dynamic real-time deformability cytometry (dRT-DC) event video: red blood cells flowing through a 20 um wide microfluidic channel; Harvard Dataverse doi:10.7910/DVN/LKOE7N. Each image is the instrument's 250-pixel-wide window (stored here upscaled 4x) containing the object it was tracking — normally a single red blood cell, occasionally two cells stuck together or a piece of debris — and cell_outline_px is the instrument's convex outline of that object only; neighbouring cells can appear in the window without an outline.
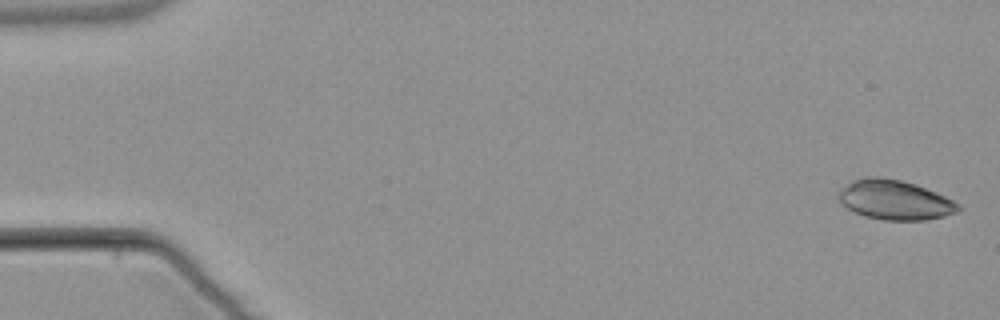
{"species": "common noctule bat (a hibernating species)", "species_latin": "Nyctalus noctula", "temperature_condition": "warm", "stored_images_in_passage": 4, "camera_frame_rate_fps": 3000, "um_per_image_px": 0.085, "animal": {"sex": "male", "body_mass_g": 21.5, "forearm_length_mm": 52.0}, "frame": {"image": 1, "passage_image": 1, "time_ms": 0.0, "image_size_px": [1000, 320], "cell_outline_px": [[960, 212], [944, 216], [924, 220], [884, 220], [864, 216], [840, 204], [836, 196], [852, 180], [864, 176], [880, 176], [900, 180], [916, 184], [936, 192], [960, 204]], "centroid_in_image_um": [76.05, 16.99], "position_along_channel_um": 8.9, "area_um2": 27.74}}
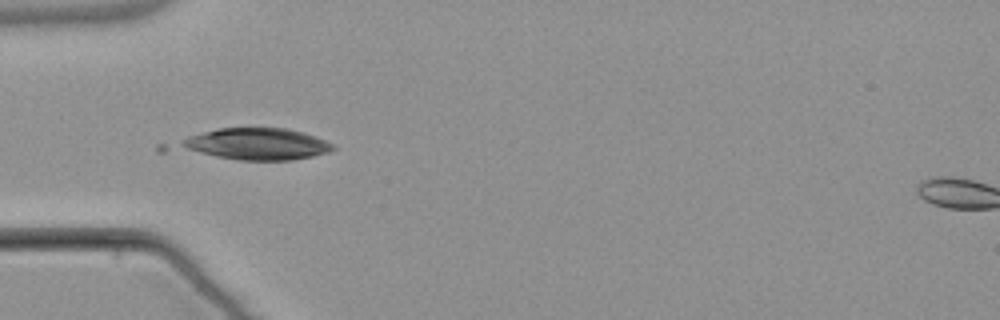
{"frame": {"image": 2, "passage_image": 4, "time_ms": 5.333, "image_size_px": [1000, 320], "cell_outline_px": [[336, 148], [328, 152], [312, 156], [292, 160], [236, 160], [156, 152], [156, 144], [220, 128], [288, 128], [304, 132], [316, 136], [332, 144]], "centroid_in_image_um": [21.13, 12.28], "position_along_channel_um": 63.9, "area_um2": 31.39}}